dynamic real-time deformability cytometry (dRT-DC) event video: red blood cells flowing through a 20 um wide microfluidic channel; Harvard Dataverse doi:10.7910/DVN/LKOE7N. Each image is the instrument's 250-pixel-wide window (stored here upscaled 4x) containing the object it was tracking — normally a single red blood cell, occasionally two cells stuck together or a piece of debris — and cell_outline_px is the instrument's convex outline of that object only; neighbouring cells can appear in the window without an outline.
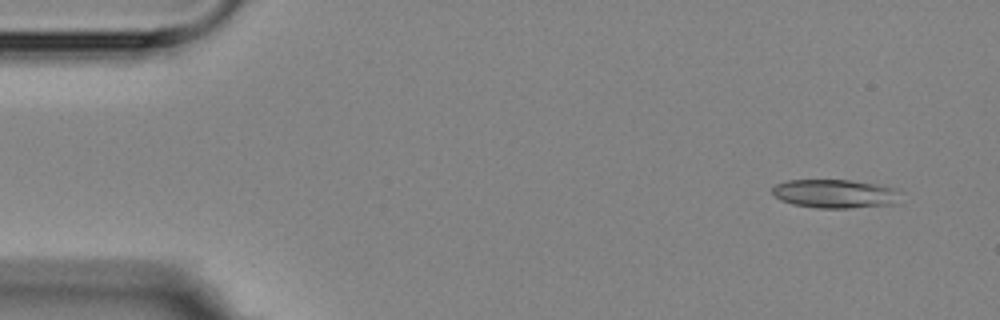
{"species": "Egyptian fruit bat (a non-hibernating species)", "species_latin": "Rousettus aegyptiacus", "temperature_condition": "room temperature", "stored_images_in_passage": 6, "camera_frame_rate_fps": 3000, "um_per_image_px": 0.085, "animal": {"sex": "female"}, "frame": {"image": 1, "passage_image": 2, "time_ms": 1.0, "image_size_px": [1000, 320], "cell_outline_px": [[900, 192], [896, 204], [852, 208], [816, 208], [792, 204], [780, 200], [772, 192], [772, 188], [776, 184], [788, 180], [852, 180], [900, 188]], "centroid_in_image_um": [71.01, 16.47], "position_along_channel_um": 14.0, "area_um2": 21.68}}
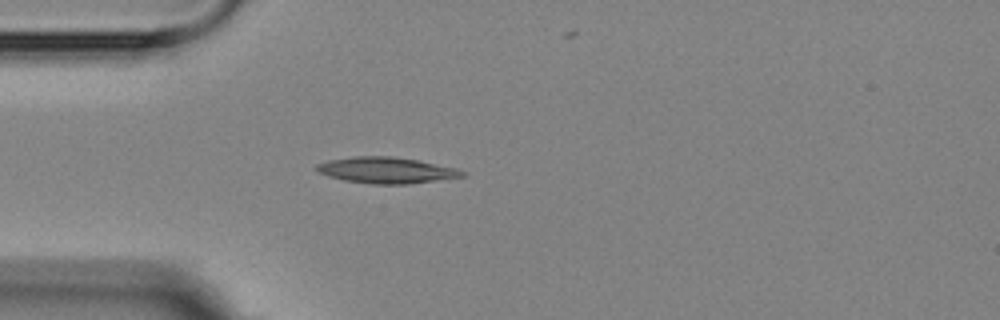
{"frame": {"image": 2, "passage_image": 5, "time_ms": 4.667, "image_size_px": [1000, 320], "cell_outline_px": [[468, 176], [408, 184], [372, 184], [344, 180], [328, 176], [320, 172], [316, 168], [316, 164], [328, 160], [352, 156], [392, 156], [420, 160], [456, 168], [468, 172]], "centroid_in_image_um": [32.9, 14.46], "position_along_channel_um": 52.1, "area_um2": 22.37}}